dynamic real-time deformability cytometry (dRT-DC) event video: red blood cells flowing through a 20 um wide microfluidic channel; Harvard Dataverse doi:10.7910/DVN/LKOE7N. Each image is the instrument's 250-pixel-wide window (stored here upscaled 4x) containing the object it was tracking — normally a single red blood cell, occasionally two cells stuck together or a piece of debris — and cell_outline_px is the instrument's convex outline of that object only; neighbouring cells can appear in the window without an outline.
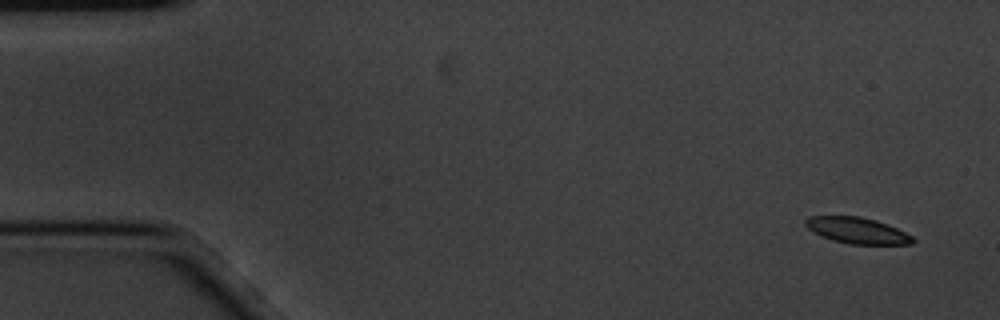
{"species": "common noctule bat (a hibernating species)", "species_latin": "Nyctalus noctula", "temperature_condition": "cold", "stored_images_in_passage": 5, "camera_frame_rate_fps": 3000, "um_per_image_px": 0.085, "animal": {"sex": "male", "body_mass_g": 20.1, "forearm_length_mm": 53.5}, "frame": {"image": 1, "passage_image": 1, "time_ms": 0.0, "image_size_px": [1000, 320], "cell_outline_px": [[916, 240], [912, 244], [848, 244], [832, 240], [820, 236], [812, 232], [804, 224], [804, 220], [808, 216], [860, 216], [876, 220], [888, 224], [912, 236]], "centroid_in_image_um": [72.83, 19.59], "position_along_channel_um": 12.2, "area_um2": 16.47}}
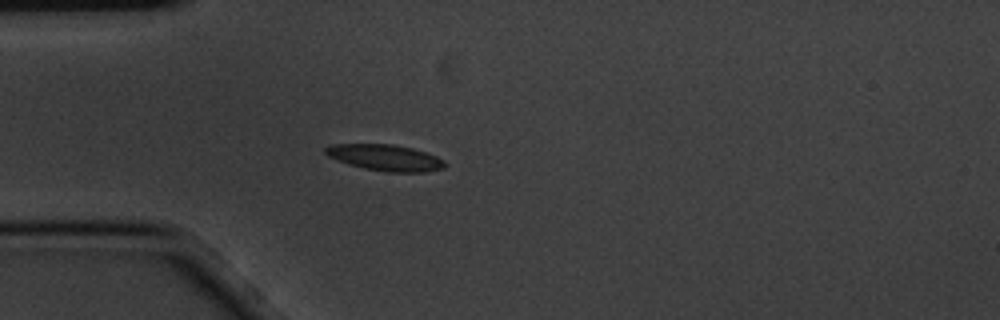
{"frame": {"image": 2, "passage_image": 5, "time_ms": 1.333, "image_size_px": [1000, 320], "cell_outline_px": [[448, 164], [444, 168], [424, 172], [388, 172], [364, 168], [348, 164], [336, 160], [328, 156], [324, 152], [324, 148], [332, 144], [392, 144], [412, 148], [436, 156], [444, 160]], "centroid_in_image_um": [32.74, 13.4], "position_along_channel_um": 52.3, "area_um2": 18.26}}